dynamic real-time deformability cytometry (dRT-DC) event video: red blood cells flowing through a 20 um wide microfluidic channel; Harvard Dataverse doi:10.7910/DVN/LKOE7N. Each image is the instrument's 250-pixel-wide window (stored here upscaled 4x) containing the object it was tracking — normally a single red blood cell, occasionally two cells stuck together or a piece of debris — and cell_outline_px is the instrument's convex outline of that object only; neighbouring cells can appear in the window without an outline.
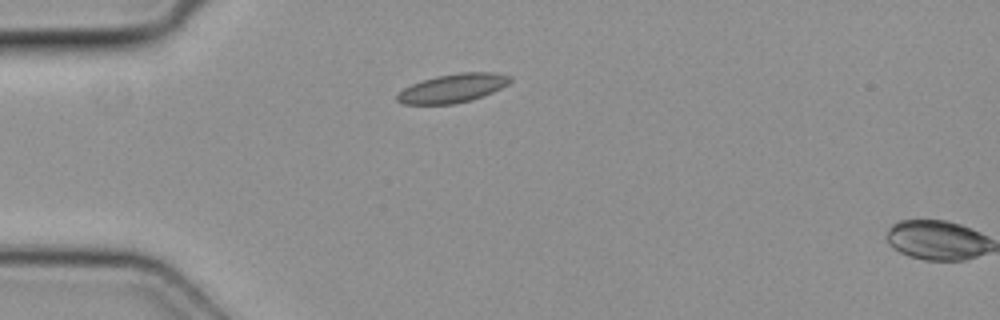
{"species": "common noctule bat (a hibernating species)", "species_latin": "Nyctalus noctula", "temperature_condition": "cold", "stored_images_in_passage": 2, "segment_of_instrument_passage": [1, 2], "camera_frame_rate_fps": 3000, "um_per_image_px": 0.085, "animal": {"sex": "female", "body_mass_g": 19.3, "forearm_length_mm": 54.1}, "frame": {"image": 1, "passage_image": 1, "time_ms": 0.0, "image_size_px": [1000, 320], "cell_outline_px": [[512, 80], [508, 84], [492, 92], [472, 100], [456, 104], [404, 104], [396, 100], [396, 96], [404, 88], [412, 84], [436, 76], [460, 72], [496, 72], [512, 76]], "centroid_in_image_um": [38.51, 7.49], "position_along_channel_um": 46.5, "area_um2": 18.9}}